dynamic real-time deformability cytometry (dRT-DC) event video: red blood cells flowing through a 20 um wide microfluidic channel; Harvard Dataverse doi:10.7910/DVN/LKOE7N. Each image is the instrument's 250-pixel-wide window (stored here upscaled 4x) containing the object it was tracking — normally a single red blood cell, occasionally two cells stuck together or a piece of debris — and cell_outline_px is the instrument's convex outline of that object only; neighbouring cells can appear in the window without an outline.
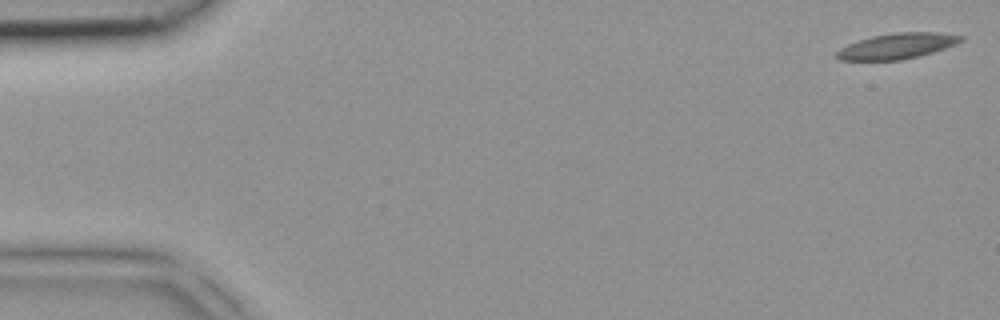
{"species": "common noctule bat (a hibernating species)", "species_latin": "Nyctalus noctula", "temperature_condition": "room temperature", "stored_images_in_passage": 5, "camera_frame_rate_fps": 3000, "um_per_image_px": 0.085, "animal": {"sex": "female", "body_mass_g": 18.4}, "frame": {"image": 1, "passage_image": 5, "time_ms": 1.333, "image_size_px": [1000, 320], "cell_outline_px": [[964, 40], [956, 44], [932, 52], [900, 60], [840, 60], [836, 56], [836, 52], [840, 48], [848, 44], [872, 36], [896, 32], [936, 32], [964, 36]], "centroid_in_image_um": [76.26, 3.9], "position_along_channel_um": 8.7, "area_um2": 18.32}}